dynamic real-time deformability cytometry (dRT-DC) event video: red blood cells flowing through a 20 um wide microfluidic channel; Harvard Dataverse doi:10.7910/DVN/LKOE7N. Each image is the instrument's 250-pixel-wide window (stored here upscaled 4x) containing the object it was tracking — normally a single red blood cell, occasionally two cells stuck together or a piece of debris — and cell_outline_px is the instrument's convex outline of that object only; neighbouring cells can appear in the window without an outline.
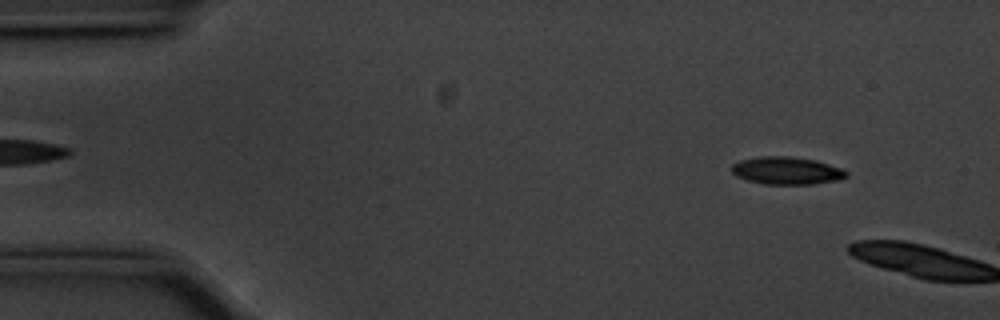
{"species": "common noctule bat (a hibernating species)", "species_latin": "Nyctalus noctula", "temperature_condition": "cold", "stored_images_in_passage": 7, "camera_frame_rate_fps": 3000, "um_per_image_px": 0.085, "animal": {"sex": "male", "body_mass_g": 20.1, "forearm_length_mm": 53.5}, "frame": {"image": 1, "passage_image": 5, "time_ms": 1.333, "image_size_px": [1000, 320], "cell_outline_px": [[848, 176], [840, 180], [812, 184], [764, 184], [748, 180], [736, 176], [732, 172], [732, 164], [740, 160], [760, 156], [788, 156], [816, 160], [840, 168], [848, 172]], "centroid_in_image_um": [66.87, 14.5], "position_along_channel_um": 18.1, "area_um2": 18.44}}